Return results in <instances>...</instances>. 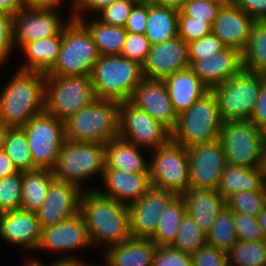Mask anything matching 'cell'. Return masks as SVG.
Masks as SVG:
<instances>
[{
    "label": "cell",
    "instance_id": "obj_1",
    "mask_svg": "<svg viewBox=\"0 0 266 266\" xmlns=\"http://www.w3.org/2000/svg\"><path fill=\"white\" fill-rule=\"evenodd\" d=\"M92 245L106 249L132 238L126 204L101 195L97 190L83 191L80 209ZM101 245V246H100Z\"/></svg>",
    "mask_w": 266,
    "mask_h": 266
},
{
    "label": "cell",
    "instance_id": "obj_2",
    "mask_svg": "<svg viewBox=\"0 0 266 266\" xmlns=\"http://www.w3.org/2000/svg\"><path fill=\"white\" fill-rule=\"evenodd\" d=\"M46 73L17 69L0 91V123L22 128L45 110Z\"/></svg>",
    "mask_w": 266,
    "mask_h": 266
},
{
    "label": "cell",
    "instance_id": "obj_3",
    "mask_svg": "<svg viewBox=\"0 0 266 266\" xmlns=\"http://www.w3.org/2000/svg\"><path fill=\"white\" fill-rule=\"evenodd\" d=\"M105 157V144L65 140L51 171L56 179L74 184L82 191L96 190L84 183L95 176L101 180Z\"/></svg>",
    "mask_w": 266,
    "mask_h": 266
},
{
    "label": "cell",
    "instance_id": "obj_4",
    "mask_svg": "<svg viewBox=\"0 0 266 266\" xmlns=\"http://www.w3.org/2000/svg\"><path fill=\"white\" fill-rule=\"evenodd\" d=\"M97 99L124 102L144 79L142 65L120 55H104L90 74Z\"/></svg>",
    "mask_w": 266,
    "mask_h": 266
},
{
    "label": "cell",
    "instance_id": "obj_5",
    "mask_svg": "<svg viewBox=\"0 0 266 266\" xmlns=\"http://www.w3.org/2000/svg\"><path fill=\"white\" fill-rule=\"evenodd\" d=\"M119 106L114 100L96 99L64 122L65 139L106 144L118 137Z\"/></svg>",
    "mask_w": 266,
    "mask_h": 266
},
{
    "label": "cell",
    "instance_id": "obj_6",
    "mask_svg": "<svg viewBox=\"0 0 266 266\" xmlns=\"http://www.w3.org/2000/svg\"><path fill=\"white\" fill-rule=\"evenodd\" d=\"M229 164L265 169L266 133L250 120L224 121L219 136Z\"/></svg>",
    "mask_w": 266,
    "mask_h": 266
},
{
    "label": "cell",
    "instance_id": "obj_7",
    "mask_svg": "<svg viewBox=\"0 0 266 266\" xmlns=\"http://www.w3.org/2000/svg\"><path fill=\"white\" fill-rule=\"evenodd\" d=\"M99 57L91 32L80 20L71 19L63 29L57 61L46 75L90 76Z\"/></svg>",
    "mask_w": 266,
    "mask_h": 266
},
{
    "label": "cell",
    "instance_id": "obj_8",
    "mask_svg": "<svg viewBox=\"0 0 266 266\" xmlns=\"http://www.w3.org/2000/svg\"><path fill=\"white\" fill-rule=\"evenodd\" d=\"M215 95L210 90L177 117L171 139L186 148L219 139L223 125Z\"/></svg>",
    "mask_w": 266,
    "mask_h": 266
},
{
    "label": "cell",
    "instance_id": "obj_9",
    "mask_svg": "<svg viewBox=\"0 0 266 266\" xmlns=\"http://www.w3.org/2000/svg\"><path fill=\"white\" fill-rule=\"evenodd\" d=\"M96 99L90 76L46 75L45 111L62 122Z\"/></svg>",
    "mask_w": 266,
    "mask_h": 266
},
{
    "label": "cell",
    "instance_id": "obj_10",
    "mask_svg": "<svg viewBox=\"0 0 266 266\" xmlns=\"http://www.w3.org/2000/svg\"><path fill=\"white\" fill-rule=\"evenodd\" d=\"M265 77L242 69L227 82L210 89L216 97L223 121L250 120Z\"/></svg>",
    "mask_w": 266,
    "mask_h": 266
},
{
    "label": "cell",
    "instance_id": "obj_11",
    "mask_svg": "<svg viewBox=\"0 0 266 266\" xmlns=\"http://www.w3.org/2000/svg\"><path fill=\"white\" fill-rule=\"evenodd\" d=\"M149 176L153 187L181 195L190 188L187 148L170 139L150 151Z\"/></svg>",
    "mask_w": 266,
    "mask_h": 266
},
{
    "label": "cell",
    "instance_id": "obj_12",
    "mask_svg": "<svg viewBox=\"0 0 266 266\" xmlns=\"http://www.w3.org/2000/svg\"><path fill=\"white\" fill-rule=\"evenodd\" d=\"M22 129L37 169L52 170L65 142V124L45 110L34 116Z\"/></svg>",
    "mask_w": 266,
    "mask_h": 266
},
{
    "label": "cell",
    "instance_id": "obj_13",
    "mask_svg": "<svg viewBox=\"0 0 266 266\" xmlns=\"http://www.w3.org/2000/svg\"><path fill=\"white\" fill-rule=\"evenodd\" d=\"M119 137L152 151L171 139V131L129 100L120 102Z\"/></svg>",
    "mask_w": 266,
    "mask_h": 266
},
{
    "label": "cell",
    "instance_id": "obj_14",
    "mask_svg": "<svg viewBox=\"0 0 266 266\" xmlns=\"http://www.w3.org/2000/svg\"><path fill=\"white\" fill-rule=\"evenodd\" d=\"M61 11L35 9L24 6L13 17V42L20 49L25 43L62 35L71 18L64 20ZM60 12V13H59Z\"/></svg>",
    "mask_w": 266,
    "mask_h": 266
},
{
    "label": "cell",
    "instance_id": "obj_15",
    "mask_svg": "<svg viewBox=\"0 0 266 266\" xmlns=\"http://www.w3.org/2000/svg\"><path fill=\"white\" fill-rule=\"evenodd\" d=\"M89 247H93L88 230L85 226L81 213L63 220L52 226L42 228L41 239L35 251L51 252L58 255V258H79L72 254ZM71 252V253H70ZM65 253V254H64ZM68 254V255H67Z\"/></svg>",
    "mask_w": 266,
    "mask_h": 266
},
{
    "label": "cell",
    "instance_id": "obj_16",
    "mask_svg": "<svg viewBox=\"0 0 266 266\" xmlns=\"http://www.w3.org/2000/svg\"><path fill=\"white\" fill-rule=\"evenodd\" d=\"M190 188L217 190L227 164L219 139L187 148Z\"/></svg>",
    "mask_w": 266,
    "mask_h": 266
},
{
    "label": "cell",
    "instance_id": "obj_17",
    "mask_svg": "<svg viewBox=\"0 0 266 266\" xmlns=\"http://www.w3.org/2000/svg\"><path fill=\"white\" fill-rule=\"evenodd\" d=\"M176 193L151 186L137 201L127 205L132 238L150 239L158 226L160 215Z\"/></svg>",
    "mask_w": 266,
    "mask_h": 266
},
{
    "label": "cell",
    "instance_id": "obj_18",
    "mask_svg": "<svg viewBox=\"0 0 266 266\" xmlns=\"http://www.w3.org/2000/svg\"><path fill=\"white\" fill-rule=\"evenodd\" d=\"M82 192L78 186L54 178L43 204L36 211L41 228L55 225L79 213Z\"/></svg>",
    "mask_w": 266,
    "mask_h": 266
},
{
    "label": "cell",
    "instance_id": "obj_19",
    "mask_svg": "<svg viewBox=\"0 0 266 266\" xmlns=\"http://www.w3.org/2000/svg\"><path fill=\"white\" fill-rule=\"evenodd\" d=\"M189 68L188 44L179 36L151 45L142 64L144 78L163 80L176 71Z\"/></svg>",
    "mask_w": 266,
    "mask_h": 266
},
{
    "label": "cell",
    "instance_id": "obj_20",
    "mask_svg": "<svg viewBox=\"0 0 266 266\" xmlns=\"http://www.w3.org/2000/svg\"><path fill=\"white\" fill-rule=\"evenodd\" d=\"M129 101L170 131L175 128L178 115L173 109L163 80L144 78L135 88Z\"/></svg>",
    "mask_w": 266,
    "mask_h": 266
},
{
    "label": "cell",
    "instance_id": "obj_21",
    "mask_svg": "<svg viewBox=\"0 0 266 266\" xmlns=\"http://www.w3.org/2000/svg\"><path fill=\"white\" fill-rule=\"evenodd\" d=\"M42 228L36 212L14 210L0 213V238L8 245L36 250ZM30 249V251H29Z\"/></svg>",
    "mask_w": 266,
    "mask_h": 266
},
{
    "label": "cell",
    "instance_id": "obj_22",
    "mask_svg": "<svg viewBox=\"0 0 266 266\" xmlns=\"http://www.w3.org/2000/svg\"><path fill=\"white\" fill-rule=\"evenodd\" d=\"M254 20L237 5L221 6L211 32L226 47L238 49L241 53L247 47Z\"/></svg>",
    "mask_w": 266,
    "mask_h": 266
},
{
    "label": "cell",
    "instance_id": "obj_23",
    "mask_svg": "<svg viewBox=\"0 0 266 266\" xmlns=\"http://www.w3.org/2000/svg\"><path fill=\"white\" fill-rule=\"evenodd\" d=\"M189 68L210 89L233 78L243 69L242 53L226 47L214 56L193 60Z\"/></svg>",
    "mask_w": 266,
    "mask_h": 266
},
{
    "label": "cell",
    "instance_id": "obj_24",
    "mask_svg": "<svg viewBox=\"0 0 266 266\" xmlns=\"http://www.w3.org/2000/svg\"><path fill=\"white\" fill-rule=\"evenodd\" d=\"M103 185L105 190H96L103 196L129 205L139 200L151 187L149 173H127L114 169H104Z\"/></svg>",
    "mask_w": 266,
    "mask_h": 266
},
{
    "label": "cell",
    "instance_id": "obj_25",
    "mask_svg": "<svg viewBox=\"0 0 266 266\" xmlns=\"http://www.w3.org/2000/svg\"><path fill=\"white\" fill-rule=\"evenodd\" d=\"M181 197L185 203L186 214L192 217L207 235L215 219L226 206L222 195L213 189L189 188Z\"/></svg>",
    "mask_w": 266,
    "mask_h": 266
},
{
    "label": "cell",
    "instance_id": "obj_26",
    "mask_svg": "<svg viewBox=\"0 0 266 266\" xmlns=\"http://www.w3.org/2000/svg\"><path fill=\"white\" fill-rule=\"evenodd\" d=\"M177 115L188 110L198 99L210 91L190 69L176 71L163 79Z\"/></svg>",
    "mask_w": 266,
    "mask_h": 266
},
{
    "label": "cell",
    "instance_id": "obj_27",
    "mask_svg": "<svg viewBox=\"0 0 266 266\" xmlns=\"http://www.w3.org/2000/svg\"><path fill=\"white\" fill-rule=\"evenodd\" d=\"M135 144L116 137L105 144V167L127 173H149V163L143 149ZM142 153H144L142 155ZM145 157V158H144Z\"/></svg>",
    "mask_w": 266,
    "mask_h": 266
},
{
    "label": "cell",
    "instance_id": "obj_28",
    "mask_svg": "<svg viewBox=\"0 0 266 266\" xmlns=\"http://www.w3.org/2000/svg\"><path fill=\"white\" fill-rule=\"evenodd\" d=\"M156 244L150 239L131 238L108 246L103 253L106 266H152ZM106 255V256H105Z\"/></svg>",
    "mask_w": 266,
    "mask_h": 266
},
{
    "label": "cell",
    "instance_id": "obj_29",
    "mask_svg": "<svg viewBox=\"0 0 266 266\" xmlns=\"http://www.w3.org/2000/svg\"><path fill=\"white\" fill-rule=\"evenodd\" d=\"M266 191L265 169H252L227 163L217 191L226 200L240 191Z\"/></svg>",
    "mask_w": 266,
    "mask_h": 266
},
{
    "label": "cell",
    "instance_id": "obj_30",
    "mask_svg": "<svg viewBox=\"0 0 266 266\" xmlns=\"http://www.w3.org/2000/svg\"><path fill=\"white\" fill-rule=\"evenodd\" d=\"M62 44V35L51 36L25 43L19 50L25 59L17 67L24 71L47 73L57 61Z\"/></svg>",
    "mask_w": 266,
    "mask_h": 266
},
{
    "label": "cell",
    "instance_id": "obj_31",
    "mask_svg": "<svg viewBox=\"0 0 266 266\" xmlns=\"http://www.w3.org/2000/svg\"><path fill=\"white\" fill-rule=\"evenodd\" d=\"M179 10L147 3V24L144 35L151 45L162 43L178 35Z\"/></svg>",
    "mask_w": 266,
    "mask_h": 266
},
{
    "label": "cell",
    "instance_id": "obj_32",
    "mask_svg": "<svg viewBox=\"0 0 266 266\" xmlns=\"http://www.w3.org/2000/svg\"><path fill=\"white\" fill-rule=\"evenodd\" d=\"M54 178L52 171L47 169L22 171L20 209L36 212L43 204L49 184Z\"/></svg>",
    "mask_w": 266,
    "mask_h": 266
},
{
    "label": "cell",
    "instance_id": "obj_33",
    "mask_svg": "<svg viewBox=\"0 0 266 266\" xmlns=\"http://www.w3.org/2000/svg\"><path fill=\"white\" fill-rule=\"evenodd\" d=\"M80 21L91 32L100 56L120 55L127 37L124 27L102 23L95 16L83 17Z\"/></svg>",
    "mask_w": 266,
    "mask_h": 266
},
{
    "label": "cell",
    "instance_id": "obj_34",
    "mask_svg": "<svg viewBox=\"0 0 266 266\" xmlns=\"http://www.w3.org/2000/svg\"><path fill=\"white\" fill-rule=\"evenodd\" d=\"M186 214L181 195H177L164 210L158 221L155 234L150 238L156 246H171L177 236L179 226Z\"/></svg>",
    "mask_w": 266,
    "mask_h": 266
},
{
    "label": "cell",
    "instance_id": "obj_35",
    "mask_svg": "<svg viewBox=\"0 0 266 266\" xmlns=\"http://www.w3.org/2000/svg\"><path fill=\"white\" fill-rule=\"evenodd\" d=\"M242 57L244 70L266 76V21L254 22Z\"/></svg>",
    "mask_w": 266,
    "mask_h": 266
},
{
    "label": "cell",
    "instance_id": "obj_36",
    "mask_svg": "<svg viewBox=\"0 0 266 266\" xmlns=\"http://www.w3.org/2000/svg\"><path fill=\"white\" fill-rule=\"evenodd\" d=\"M4 151L18 171L37 169L34 166L27 138L22 128H8Z\"/></svg>",
    "mask_w": 266,
    "mask_h": 266
},
{
    "label": "cell",
    "instance_id": "obj_37",
    "mask_svg": "<svg viewBox=\"0 0 266 266\" xmlns=\"http://www.w3.org/2000/svg\"><path fill=\"white\" fill-rule=\"evenodd\" d=\"M226 253L228 266H266V240L237 241Z\"/></svg>",
    "mask_w": 266,
    "mask_h": 266
},
{
    "label": "cell",
    "instance_id": "obj_38",
    "mask_svg": "<svg viewBox=\"0 0 266 266\" xmlns=\"http://www.w3.org/2000/svg\"><path fill=\"white\" fill-rule=\"evenodd\" d=\"M206 236L208 244L227 252L238 241L234 228L233 212L225 206Z\"/></svg>",
    "mask_w": 266,
    "mask_h": 266
},
{
    "label": "cell",
    "instance_id": "obj_39",
    "mask_svg": "<svg viewBox=\"0 0 266 266\" xmlns=\"http://www.w3.org/2000/svg\"><path fill=\"white\" fill-rule=\"evenodd\" d=\"M207 243L206 234L200 229L195 220L185 214L171 247L182 252L193 254Z\"/></svg>",
    "mask_w": 266,
    "mask_h": 266
},
{
    "label": "cell",
    "instance_id": "obj_40",
    "mask_svg": "<svg viewBox=\"0 0 266 266\" xmlns=\"http://www.w3.org/2000/svg\"><path fill=\"white\" fill-rule=\"evenodd\" d=\"M225 204L232 212L257 217L266 206V191H240L229 196Z\"/></svg>",
    "mask_w": 266,
    "mask_h": 266
},
{
    "label": "cell",
    "instance_id": "obj_41",
    "mask_svg": "<svg viewBox=\"0 0 266 266\" xmlns=\"http://www.w3.org/2000/svg\"><path fill=\"white\" fill-rule=\"evenodd\" d=\"M22 171L0 179V213L20 209Z\"/></svg>",
    "mask_w": 266,
    "mask_h": 266
},
{
    "label": "cell",
    "instance_id": "obj_42",
    "mask_svg": "<svg viewBox=\"0 0 266 266\" xmlns=\"http://www.w3.org/2000/svg\"><path fill=\"white\" fill-rule=\"evenodd\" d=\"M137 1L138 0H116L111 5L105 6L97 12L95 17L102 23L124 27L131 9Z\"/></svg>",
    "mask_w": 266,
    "mask_h": 266
},
{
    "label": "cell",
    "instance_id": "obj_43",
    "mask_svg": "<svg viewBox=\"0 0 266 266\" xmlns=\"http://www.w3.org/2000/svg\"><path fill=\"white\" fill-rule=\"evenodd\" d=\"M211 33V25L203 20L187 16L182 10L178 15V35L186 42L203 38Z\"/></svg>",
    "mask_w": 266,
    "mask_h": 266
},
{
    "label": "cell",
    "instance_id": "obj_44",
    "mask_svg": "<svg viewBox=\"0 0 266 266\" xmlns=\"http://www.w3.org/2000/svg\"><path fill=\"white\" fill-rule=\"evenodd\" d=\"M233 222L238 241L254 242L265 240L256 217L233 212Z\"/></svg>",
    "mask_w": 266,
    "mask_h": 266
},
{
    "label": "cell",
    "instance_id": "obj_45",
    "mask_svg": "<svg viewBox=\"0 0 266 266\" xmlns=\"http://www.w3.org/2000/svg\"><path fill=\"white\" fill-rule=\"evenodd\" d=\"M187 44L189 64L193 60L212 57L226 48L220 39L212 32L203 38L191 41Z\"/></svg>",
    "mask_w": 266,
    "mask_h": 266
},
{
    "label": "cell",
    "instance_id": "obj_46",
    "mask_svg": "<svg viewBox=\"0 0 266 266\" xmlns=\"http://www.w3.org/2000/svg\"><path fill=\"white\" fill-rule=\"evenodd\" d=\"M150 49V41L144 34L127 32V37L120 56L142 65Z\"/></svg>",
    "mask_w": 266,
    "mask_h": 266
},
{
    "label": "cell",
    "instance_id": "obj_47",
    "mask_svg": "<svg viewBox=\"0 0 266 266\" xmlns=\"http://www.w3.org/2000/svg\"><path fill=\"white\" fill-rule=\"evenodd\" d=\"M221 5L208 0H186L181 10L190 17L208 22L211 26Z\"/></svg>",
    "mask_w": 266,
    "mask_h": 266
},
{
    "label": "cell",
    "instance_id": "obj_48",
    "mask_svg": "<svg viewBox=\"0 0 266 266\" xmlns=\"http://www.w3.org/2000/svg\"><path fill=\"white\" fill-rule=\"evenodd\" d=\"M152 266H192V257L171 246H156Z\"/></svg>",
    "mask_w": 266,
    "mask_h": 266
},
{
    "label": "cell",
    "instance_id": "obj_49",
    "mask_svg": "<svg viewBox=\"0 0 266 266\" xmlns=\"http://www.w3.org/2000/svg\"><path fill=\"white\" fill-rule=\"evenodd\" d=\"M14 51L13 16L0 11V67L6 65Z\"/></svg>",
    "mask_w": 266,
    "mask_h": 266
},
{
    "label": "cell",
    "instance_id": "obj_50",
    "mask_svg": "<svg viewBox=\"0 0 266 266\" xmlns=\"http://www.w3.org/2000/svg\"><path fill=\"white\" fill-rule=\"evenodd\" d=\"M192 266H228L227 253L208 243L191 254Z\"/></svg>",
    "mask_w": 266,
    "mask_h": 266
},
{
    "label": "cell",
    "instance_id": "obj_51",
    "mask_svg": "<svg viewBox=\"0 0 266 266\" xmlns=\"http://www.w3.org/2000/svg\"><path fill=\"white\" fill-rule=\"evenodd\" d=\"M147 24V2L138 0L132 7L124 26L127 32L144 34Z\"/></svg>",
    "mask_w": 266,
    "mask_h": 266
},
{
    "label": "cell",
    "instance_id": "obj_52",
    "mask_svg": "<svg viewBox=\"0 0 266 266\" xmlns=\"http://www.w3.org/2000/svg\"><path fill=\"white\" fill-rule=\"evenodd\" d=\"M116 0H75L74 19L96 15L105 6L111 5ZM91 13V14H90Z\"/></svg>",
    "mask_w": 266,
    "mask_h": 266
},
{
    "label": "cell",
    "instance_id": "obj_53",
    "mask_svg": "<svg viewBox=\"0 0 266 266\" xmlns=\"http://www.w3.org/2000/svg\"><path fill=\"white\" fill-rule=\"evenodd\" d=\"M250 121L258 129L266 133V77L262 81L260 94Z\"/></svg>",
    "mask_w": 266,
    "mask_h": 266
},
{
    "label": "cell",
    "instance_id": "obj_54",
    "mask_svg": "<svg viewBox=\"0 0 266 266\" xmlns=\"http://www.w3.org/2000/svg\"><path fill=\"white\" fill-rule=\"evenodd\" d=\"M234 4L254 21H266V0H235Z\"/></svg>",
    "mask_w": 266,
    "mask_h": 266
},
{
    "label": "cell",
    "instance_id": "obj_55",
    "mask_svg": "<svg viewBox=\"0 0 266 266\" xmlns=\"http://www.w3.org/2000/svg\"><path fill=\"white\" fill-rule=\"evenodd\" d=\"M71 1L69 6L71 7L68 12V17L74 19V9H75V0H66ZM65 0H25V5L35 9H44V10H54L58 11L61 4L66 2Z\"/></svg>",
    "mask_w": 266,
    "mask_h": 266
},
{
    "label": "cell",
    "instance_id": "obj_56",
    "mask_svg": "<svg viewBox=\"0 0 266 266\" xmlns=\"http://www.w3.org/2000/svg\"><path fill=\"white\" fill-rule=\"evenodd\" d=\"M26 262L35 266H88L90 264L85 260H82V258H58L54 261L52 260L53 263H51L50 265H46L43 260H39L38 257L36 259L35 256L33 258L28 257V260Z\"/></svg>",
    "mask_w": 266,
    "mask_h": 266
},
{
    "label": "cell",
    "instance_id": "obj_57",
    "mask_svg": "<svg viewBox=\"0 0 266 266\" xmlns=\"http://www.w3.org/2000/svg\"><path fill=\"white\" fill-rule=\"evenodd\" d=\"M25 6V0H0V11L15 16Z\"/></svg>",
    "mask_w": 266,
    "mask_h": 266
},
{
    "label": "cell",
    "instance_id": "obj_58",
    "mask_svg": "<svg viewBox=\"0 0 266 266\" xmlns=\"http://www.w3.org/2000/svg\"><path fill=\"white\" fill-rule=\"evenodd\" d=\"M18 172L17 168L12 163L11 159L7 156L5 151L0 152V179L15 174Z\"/></svg>",
    "mask_w": 266,
    "mask_h": 266
},
{
    "label": "cell",
    "instance_id": "obj_59",
    "mask_svg": "<svg viewBox=\"0 0 266 266\" xmlns=\"http://www.w3.org/2000/svg\"><path fill=\"white\" fill-rule=\"evenodd\" d=\"M150 5L172 7L181 10L186 0H145Z\"/></svg>",
    "mask_w": 266,
    "mask_h": 266
},
{
    "label": "cell",
    "instance_id": "obj_60",
    "mask_svg": "<svg viewBox=\"0 0 266 266\" xmlns=\"http://www.w3.org/2000/svg\"><path fill=\"white\" fill-rule=\"evenodd\" d=\"M257 222L259 223L263 234H264V238L266 240V206L263 208V210L258 214V216L256 217Z\"/></svg>",
    "mask_w": 266,
    "mask_h": 266
},
{
    "label": "cell",
    "instance_id": "obj_61",
    "mask_svg": "<svg viewBox=\"0 0 266 266\" xmlns=\"http://www.w3.org/2000/svg\"><path fill=\"white\" fill-rule=\"evenodd\" d=\"M8 128L0 123V152L4 151L5 139Z\"/></svg>",
    "mask_w": 266,
    "mask_h": 266
},
{
    "label": "cell",
    "instance_id": "obj_62",
    "mask_svg": "<svg viewBox=\"0 0 266 266\" xmlns=\"http://www.w3.org/2000/svg\"><path fill=\"white\" fill-rule=\"evenodd\" d=\"M220 4L221 6L233 5L235 0H208Z\"/></svg>",
    "mask_w": 266,
    "mask_h": 266
},
{
    "label": "cell",
    "instance_id": "obj_63",
    "mask_svg": "<svg viewBox=\"0 0 266 266\" xmlns=\"http://www.w3.org/2000/svg\"><path fill=\"white\" fill-rule=\"evenodd\" d=\"M88 266H97V264L94 265V264H91V263H90ZM100 266H106V265H105V264H104V265L102 264V265H100Z\"/></svg>",
    "mask_w": 266,
    "mask_h": 266
},
{
    "label": "cell",
    "instance_id": "obj_64",
    "mask_svg": "<svg viewBox=\"0 0 266 266\" xmlns=\"http://www.w3.org/2000/svg\"><path fill=\"white\" fill-rule=\"evenodd\" d=\"M25 266H35V265L29 264V263L26 262Z\"/></svg>",
    "mask_w": 266,
    "mask_h": 266
}]
</instances>
